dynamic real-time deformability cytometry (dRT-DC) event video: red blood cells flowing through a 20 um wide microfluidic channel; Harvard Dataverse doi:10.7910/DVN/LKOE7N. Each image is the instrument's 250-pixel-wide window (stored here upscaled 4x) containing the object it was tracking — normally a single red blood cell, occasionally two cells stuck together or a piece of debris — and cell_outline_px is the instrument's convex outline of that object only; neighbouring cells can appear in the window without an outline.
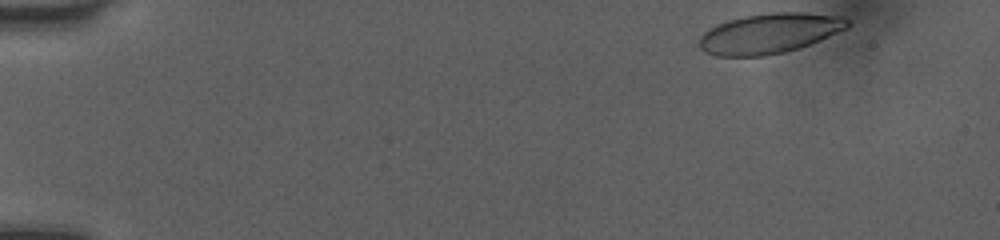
{"species": "human", "species_latin": "Homo sapiens", "temperature_condition": "room temperature", "stored_images_in_passage": 42, "camera_frame_rate_fps": 3000, "um_per_image_px": 0.085, "donor": {"sex": "female"}, "frame": {"image": 1, "passage_image": 1, "time_ms": 0.0, "image_size_px": [1000, 240], "cell_outline_px": [[852, 24], [848, 28], [820, 40], [800, 48], [784, 52], [764, 56], [716, 56], [704, 52], [700, 48], [700, 36], [708, 28], [716, 24], [728, 20], [744, 16], [768, 12], [804, 12], [840, 16], [848, 20]], "centroid_in_image_um": [65.4, 2.83], "position_along_channel_um": 19.6, "area_um2": 34.91}}
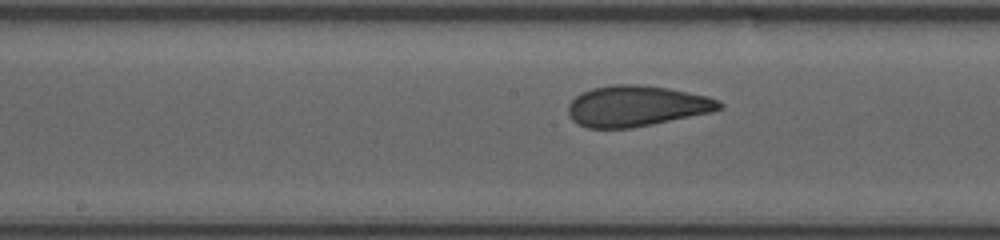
{"frame": {"image": 2, "passage_image": 23, "time_ms": 7.333, "image_size_px": [1000, 240], "cell_outline_px": [[724, 108], [712, 112], [632, 128], [588, 128], [572, 120], [568, 112], [568, 104], [580, 92], [592, 88], [616, 84], [640, 84], [668, 88], [708, 96], [720, 100], [724, 104]], "centroid_in_image_um": [54.13, 9.0], "position_along_channel_um": 194.1, "area_um2": 36.07}}
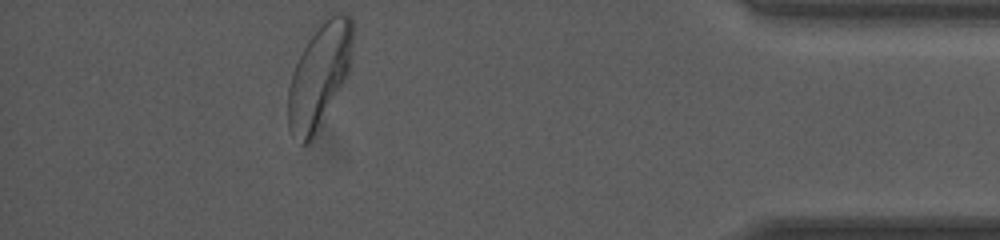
{"frame": {"image": 3, "passage_image": 42, "time_ms": 13.667, "image_size_px": [1000, 240], "cell_outline_px": [[352, 44], [348, 72], [344, 80], [312, 140], [308, 144], [300, 144], [288, 124], [288, 88], [292, 72], [308, 40], [324, 16], [328, 12], [344, 12], [352, 16]], "centroid_in_image_um": [27.14, 6.35], "position_along_channel_um": 408.1, "area_um2": 38.73}, "authors_computed_cell_mechanics": {"area_um2": 35.6337, "velocity_mm_per_s": 4.0508, "shape_relaxation_time_tau1_ms": 4.0894, "shape_relaxation_time_tau2_ms": 0.9066, "deformation_change_tau1": 0.1441, "deformation_change_tau2": 0.0715}}